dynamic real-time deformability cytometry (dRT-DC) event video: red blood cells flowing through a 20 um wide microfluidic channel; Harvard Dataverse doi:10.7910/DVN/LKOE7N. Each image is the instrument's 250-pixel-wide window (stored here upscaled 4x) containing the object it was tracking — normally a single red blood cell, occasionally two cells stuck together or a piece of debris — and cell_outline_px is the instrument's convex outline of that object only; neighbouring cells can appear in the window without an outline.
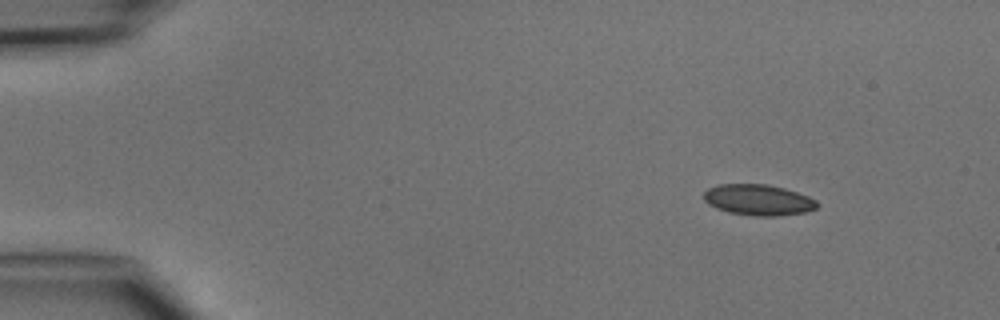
{"species": "common noctule bat (a hibernating species)", "species_latin": "Nyctalus noctula", "temperature_condition": "cold", "stored_images_in_passage": 4, "camera_frame_rate_fps": 3000, "um_per_image_px": 0.085, "animal": {"sex": "male", "body_mass_g": 15.6}, "frame": {"image": 1, "passage_image": 1, "time_ms": 0.0, "image_size_px": [1000, 320], "cell_outline_px": [[820, 204], [816, 208], [804, 212], [776, 216], [756, 216], [728, 212], [716, 208], [708, 204], [704, 200], [704, 192], [708, 188], [720, 184], [768, 184], [784, 188], [808, 196], [816, 200]], "centroid_in_image_um": [64.45, 16.99], "position_along_channel_um": 20.6, "area_um2": 20.4}}
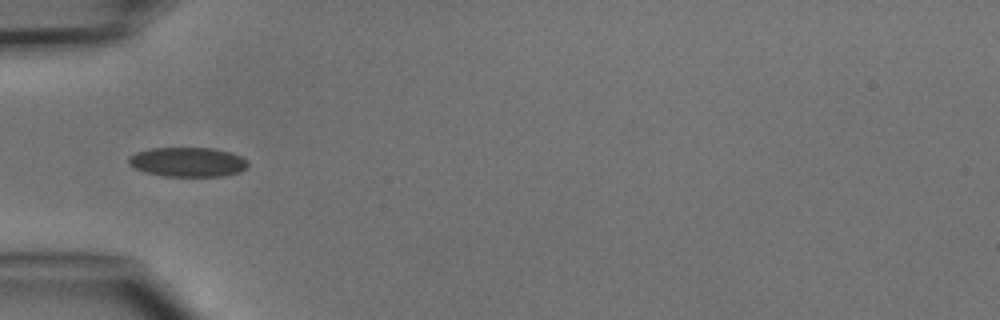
{"frame": {"image": 2, "passage_image": 3, "time_ms": 3.333, "image_size_px": [1000, 320], "cell_outline_px": [[248, 164], [240, 172], [224, 176], [160, 176], [144, 172], [128, 164], [128, 156], [136, 152], [152, 148], [216, 148], [232, 152], [248, 160]], "centroid_in_image_um": [15.95, 13.77], "position_along_channel_um": 69.0, "area_um2": 20.69}}